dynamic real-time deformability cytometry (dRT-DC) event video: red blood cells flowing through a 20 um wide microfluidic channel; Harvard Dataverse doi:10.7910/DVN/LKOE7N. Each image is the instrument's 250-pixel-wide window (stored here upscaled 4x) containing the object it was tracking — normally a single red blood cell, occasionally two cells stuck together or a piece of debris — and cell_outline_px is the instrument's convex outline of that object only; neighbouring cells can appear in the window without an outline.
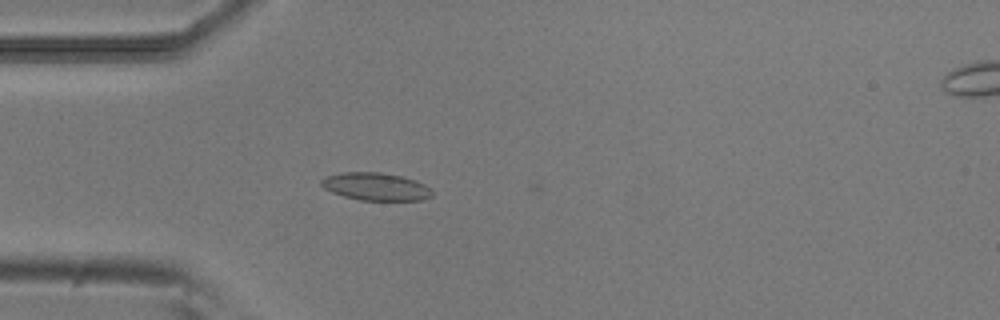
{"species": "common noctule bat (a hibernating species)", "species_latin": "Nyctalus noctula", "temperature_condition": "room temperature", "stored_images_in_passage": 23, "camera_frame_rate_fps": 3000, "um_per_image_px": 0.085, "animal": {"sex": "male", "body_mass_g": 20.5, "forearm_length_mm": 52.5}, "frame": {"image": 1, "passage_image": 15, "time_ms": 4.667, "image_size_px": [1000, 320], "cell_outline_px": [[432, 196], [420, 200], [360, 200], [344, 196], [332, 192], [324, 188], [320, 184], [320, 180], [324, 176], [340, 172], [380, 172], [400, 176], [416, 180], [432, 188]], "centroid_in_image_um": [31.92, 15.85], "position_along_channel_um": 53.1, "area_um2": 17.98}}
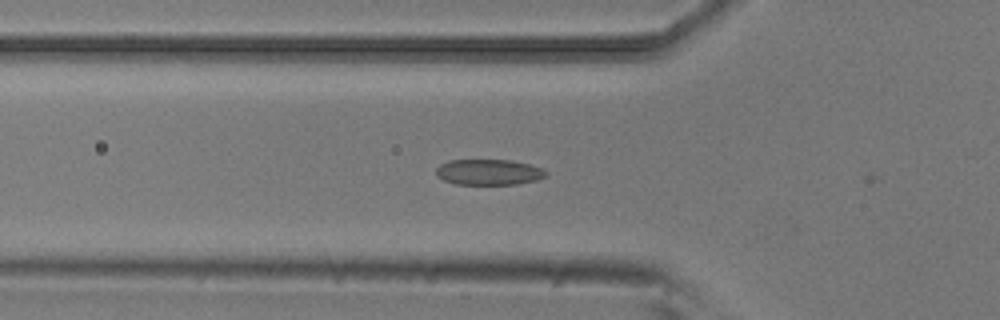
{"frame": {"image": 2, "passage_image": 18, "time_ms": 5.667, "image_size_px": [1000, 320], "cell_outline_px": [[548, 176], [536, 180], [516, 184], [456, 184], [444, 180], [436, 176], [436, 168], [440, 164], [448, 160], [508, 160], [528, 164], [540, 168], [548, 172]], "centroid_in_image_um": [41.52, 14.63], "position_along_channel_um": 84.3, "area_um2": 16.42}}
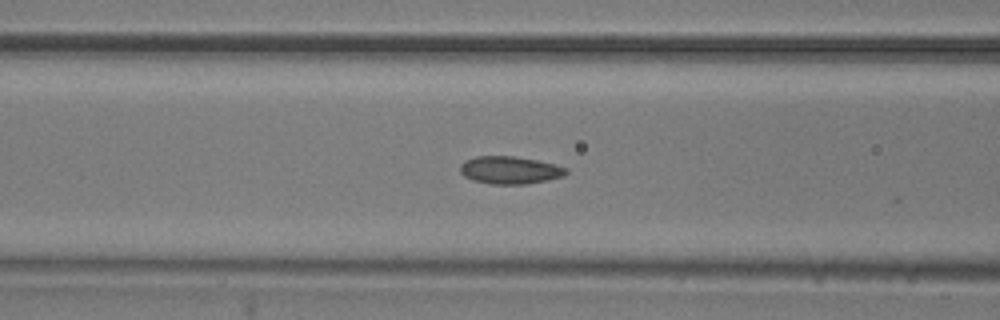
{"frame": {"image": 3, "passage_image": 21, "time_ms": 6.667, "image_size_px": [1000, 320], "cell_outline_px": [[568, 172], [564, 176], [548, 180], [528, 184], [492, 184], [472, 180], [464, 176], [460, 172], [460, 164], [464, 160], [476, 156], [512, 156], [536, 160], [556, 164], [568, 168]], "centroid_in_image_um": [43.35, 14.46], "position_along_channel_um": 123.3, "area_um2": 17.22}}